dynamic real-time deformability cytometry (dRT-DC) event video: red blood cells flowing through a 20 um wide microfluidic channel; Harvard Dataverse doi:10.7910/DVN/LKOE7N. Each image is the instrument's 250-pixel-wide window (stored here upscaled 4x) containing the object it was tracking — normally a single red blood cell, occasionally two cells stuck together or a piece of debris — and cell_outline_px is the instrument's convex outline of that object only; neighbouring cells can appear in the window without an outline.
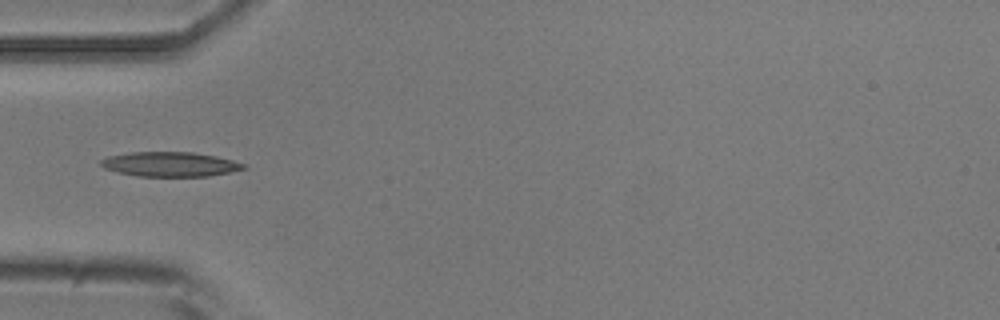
{"species": "common noctule bat (a hibernating species)", "species_latin": "Nyctalus noctula", "temperature_condition": "room temperature", "stored_images_in_passage": 5, "camera_frame_rate_fps": 3000, "um_per_image_px": 0.085, "animal": {"sex": "male", "body_mass_g": 20.5, "forearm_length_mm": 52.5}, "frame": {"image": 1, "passage_image": 5, "time_ms": 5.333, "image_size_px": [1000, 320], "cell_outline_px": [[248, 168], [208, 176], [140, 176], [120, 172], [104, 168], [100, 164], [100, 160], [108, 156], [132, 152], [192, 152], [216, 156], [248, 164]], "centroid_in_image_um": [14.49, 13.95], "position_along_channel_um": 70.5, "area_um2": 20.35}}